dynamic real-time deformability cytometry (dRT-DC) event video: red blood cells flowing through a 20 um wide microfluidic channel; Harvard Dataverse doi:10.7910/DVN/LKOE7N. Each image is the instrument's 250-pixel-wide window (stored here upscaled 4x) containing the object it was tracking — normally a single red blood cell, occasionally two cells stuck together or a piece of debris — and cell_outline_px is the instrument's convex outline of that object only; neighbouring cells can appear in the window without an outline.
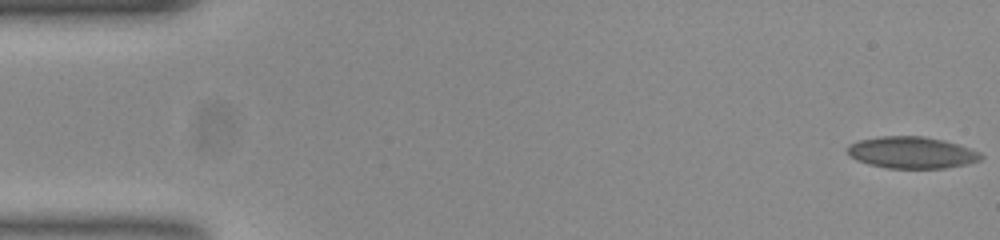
{"species": "common noctule bat (a hibernating species)", "species_latin": "Nyctalus noctula", "temperature_condition": "room temperature", "stored_images_in_passage": 13, "camera_frame_rate_fps": 3000, "um_per_image_px": 0.085, "animal": {"sex": "female", "body_mass_g": 23.0, "forearm_length_mm": 53.4}, "frame": {"image": 1, "passage_image": 1, "time_ms": 0.0, "image_size_px": [1000, 240], "cell_outline_px": [[984, 156], [980, 160], [964, 164], [944, 168], [888, 168], [868, 164], [852, 156], [848, 152], [848, 148], [852, 144], [860, 140], [884, 136], [920, 136], [940, 140], [956, 144], [968, 148]], "centroid_in_image_um": [77.5, 12.97], "position_along_channel_um": 7.5, "area_um2": 23.87}}